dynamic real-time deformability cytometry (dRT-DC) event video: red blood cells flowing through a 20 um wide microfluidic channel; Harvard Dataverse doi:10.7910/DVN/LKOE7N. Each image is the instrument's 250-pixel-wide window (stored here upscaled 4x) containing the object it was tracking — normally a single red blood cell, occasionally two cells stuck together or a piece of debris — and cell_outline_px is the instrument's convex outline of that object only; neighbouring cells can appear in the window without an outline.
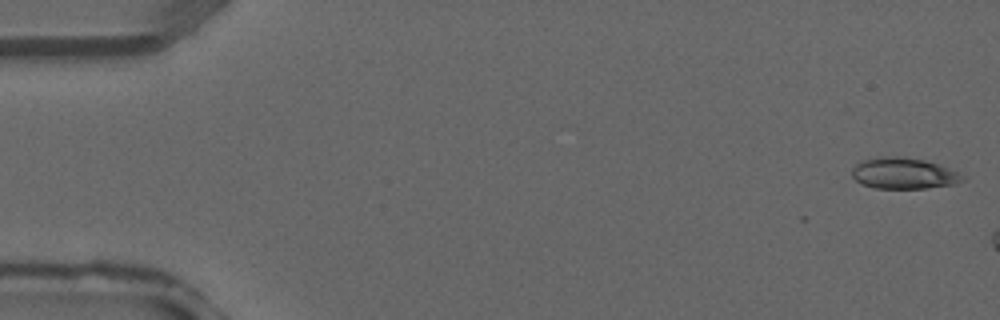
{"species": "common noctule bat (a hibernating species)", "species_latin": "Nyctalus noctula", "temperature_condition": "warm", "stored_images_in_passage": 5, "camera_frame_rate_fps": 3000, "um_per_image_px": 0.085, "animal": {"sex": "male", "forearm_length_mm": 52.5}, "frame": {"image": 1, "passage_image": 1, "time_ms": 0.0, "image_size_px": [1000, 320], "cell_outline_px": [[964, 180], [952, 184], [924, 188], [872, 188], [860, 184], [852, 176], [852, 168], [860, 160], [876, 156], [904, 156], [924, 160], [940, 164], [960, 172], [964, 176]], "centroid_in_image_um": [76.78, 14.71], "position_along_channel_um": 8.2, "area_um2": 20.4}}